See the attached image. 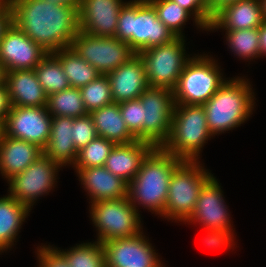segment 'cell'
Listing matches in <instances>:
<instances>
[{"mask_svg":"<svg viewBox=\"0 0 266 267\" xmlns=\"http://www.w3.org/2000/svg\"><path fill=\"white\" fill-rule=\"evenodd\" d=\"M11 106L47 107L48 96L40 85L34 69L6 72Z\"/></svg>","mask_w":266,"mask_h":267,"instance_id":"ffe728a7","label":"cell"},{"mask_svg":"<svg viewBox=\"0 0 266 267\" xmlns=\"http://www.w3.org/2000/svg\"><path fill=\"white\" fill-rule=\"evenodd\" d=\"M119 108L129 132L136 140L142 141L143 104L140 99L119 103Z\"/></svg>","mask_w":266,"mask_h":267,"instance_id":"e575fe53","label":"cell"},{"mask_svg":"<svg viewBox=\"0 0 266 267\" xmlns=\"http://www.w3.org/2000/svg\"><path fill=\"white\" fill-rule=\"evenodd\" d=\"M89 211L100 243L136 236L142 232L141 216L128 197L94 202Z\"/></svg>","mask_w":266,"mask_h":267,"instance_id":"ba28073f","label":"cell"},{"mask_svg":"<svg viewBox=\"0 0 266 267\" xmlns=\"http://www.w3.org/2000/svg\"><path fill=\"white\" fill-rule=\"evenodd\" d=\"M97 136L95 125L89 114L74 118L73 143L77 151L88 145Z\"/></svg>","mask_w":266,"mask_h":267,"instance_id":"d590c367","label":"cell"},{"mask_svg":"<svg viewBox=\"0 0 266 267\" xmlns=\"http://www.w3.org/2000/svg\"><path fill=\"white\" fill-rule=\"evenodd\" d=\"M89 194L91 203L102 200H115L128 196V183L113 175L104 166L75 169Z\"/></svg>","mask_w":266,"mask_h":267,"instance_id":"d6986e66","label":"cell"},{"mask_svg":"<svg viewBox=\"0 0 266 267\" xmlns=\"http://www.w3.org/2000/svg\"><path fill=\"white\" fill-rule=\"evenodd\" d=\"M213 57L196 55L187 62L173 89L175 104L203 105L225 83Z\"/></svg>","mask_w":266,"mask_h":267,"instance_id":"52a82bcc","label":"cell"},{"mask_svg":"<svg viewBox=\"0 0 266 267\" xmlns=\"http://www.w3.org/2000/svg\"><path fill=\"white\" fill-rule=\"evenodd\" d=\"M259 29V48L260 56H266V20L263 21Z\"/></svg>","mask_w":266,"mask_h":267,"instance_id":"7bdbcfd3","label":"cell"},{"mask_svg":"<svg viewBox=\"0 0 266 267\" xmlns=\"http://www.w3.org/2000/svg\"><path fill=\"white\" fill-rule=\"evenodd\" d=\"M185 39L176 37L171 42L139 52L144 61L149 87L173 90L179 76L191 58L185 55Z\"/></svg>","mask_w":266,"mask_h":267,"instance_id":"9c48e42d","label":"cell"},{"mask_svg":"<svg viewBox=\"0 0 266 267\" xmlns=\"http://www.w3.org/2000/svg\"><path fill=\"white\" fill-rule=\"evenodd\" d=\"M115 37L136 52L171 42L173 32L157 17L148 0H130L120 9Z\"/></svg>","mask_w":266,"mask_h":267,"instance_id":"3957f363","label":"cell"},{"mask_svg":"<svg viewBox=\"0 0 266 267\" xmlns=\"http://www.w3.org/2000/svg\"><path fill=\"white\" fill-rule=\"evenodd\" d=\"M59 251L66 257L70 267H106L105 251L102 243H82L69 250Z\"/></svg>","mask_w":266,"mask_h":267,"instance_id":"f546056e","label":"cell"},{"mask_svg":"<svg viewBox=\"0 0 266 267\" xmlns=\"http://www.w3.org/2000/svg\"><path fill=\"white\" fill-rule=\"evenodd\" d=\"M226 41L235 56L251 60L260 57L259 29H239L226 31Z\"/></svg>","mask_w":266,"mask_h":267,"instance_id":"4dcf8cb0","label":"cell"},{"mask_svg":"<svg viewBox=\"0 0 266 267\" xmlns=\"http://www.w3.org/2000/svg\"><path fill=\"white\" fill-rule=\"evenodd\" d=\"M53 54L60 60L70 87L81 88L102 75L70 46Z\"/></svg>","mask_w":266,"mask_h":267,"instance_id":"4316f807","label":"cell"},{"mask_svg":"<svg viewBox=\"0 0 266 267\" xmlns=\"http://www.w3.org/2000/svg\"><path fill=\"white\" fill-rule=\"evenodd\" d=\"M153 148L152 144L140 140L127 144H115L104 167L129 184L140 170L144 158Z\"/></svg>","mask_w":266,"mask_h":267,"instance_id":"44dd1931","label":"cell"},{"mask_svg":"<svg viewBox=\"0 0 266 267\" xmlns=\"http://www.w3.org/2000/svg\"><path fill=\"white\" fill-rule=\"evenodd\" d=\"M106 75L113 102L118 104L138 99L149 87L144 61L139 53Z\"/></svg>","mask_w":266,"mask_h":267,"instance_id":"ac0fdd59","label":"cell"},{"mask_svg":"<svg viewBox=\"0 0 266 267\" xmlns=\"http://www.w3.org/2000/svg\"><path fill=\"white\" fill-rule=\"evenodd\" d=\"M47 109L52 117H82L88 115L79 88L69 87L63 91L50 94Z\"/></svg>","mask_w":266,"mask_h":267,"instance_id":"83f0119b","label":"cell"},{"mask_svg":"<svg viewBox=\"0 0 266 267\" xmlns=\"http://www.w3.org/2000/svg\"><path fill=\"white\" fill-rule=\"evenodd\" d=\"M106 267H164L143 231L132 237L102 243Z\"/></svg>","mask_w":266,"mask_h":267,"instance_id":"5bb4252c","label":"cell"},{"mask_svg":"<svg viewBox=\"0 0 266 267\" xmlns=\"http://www.w3.org/2000/svg\"><path fill=\"white\" fill-rule=\"evenodd\" d=\"M233 229H226V230H215V229H207L208 235L204 239L205 244L211 248H223L226 246L228 248H232L231 246L234 245V233ZM233 242V243H232ZM233 244V245H232Z\"/></svg>","mask_w":266,"mask_h":267,"instance_id":"f35d334b","label":"cell"},{"mask_svg":"<svg viewBox=\"0 0 266 267\" xmlns=\"http://www.w3.org/2000/svg\"><path fill=\"white\" fill-rule=\"evenodd\" d=\"M221 186L212 176L202 187L193 214L186 222H199L207 229H231L227 205H225Z\"/></svg>","mask_w":266,"mask_h":267,"instance_id":"e0dca14e","label":"cell"},{"mask_svg":"<svg viewBox=\"0 0 266 267\" xmlns=\"http://www.w3.org/2000/svg\"><path fill=\"white\" fill-rule=\"evenodd\" d=\"M53 4L64 6H77L79 8L80 0H45Z\"/></svg>","mask_w":266,"mask_h":267,"instance_id":"ee69618b","label":"cell"},{"mask_svg":"<svg viewBox=\"0 0 266 267\" xmlns=\"http://www.w3.org/2000/svg\"><path fill=\"white\" fill-rule=\"evenodd\" d=\"M71 47L102 75L118 68L136 54L128 43L116 37L93 36L81 30L74 37Z\"/></svg>","mask_w":266,"mask_h":267,"instance_id":"8fae6325","label":"cell"},{"mask_svg":"<svg viewBox=\"0 0 266 267\" xmlns=\"http://www.w3.org/2000/svg\"><path fill=\"white\" fill-rule=\"evenodd\" d=\"M114 146L115 143L113 141L97 136L88 145L78 151L73 166L75 169L104 166Z\"/></svg>","mask_w":266,"mask_h":267,"instance_id":"1f68e13d","label":"cell"},{"mask_svg":"<svg viewBox=\"0 0 266 267\" xmlns=\"http://www.w3.org/2000/svg\"><path fill=\"white\" fill-rule=\"evenodd\" d=\"M182 162L162 147H154L147 154L140 170L128 184L127 197L136 210L138 204L163 216L170 178Z\"/></svg>","mask_w":266,"mask_h":267,"instance_id":"7a4b0ae2","label":"cell"},{"mask_svg":"<svg viewBox=\"0 0 266 267\" xmlns=\"http://www.w3.org/2000/svg\"><path fill=\"white\" fill-rule=\"evenodd\" d=\"M262 6V12L264 20H266V0H260Z\"/></svg>","mask_w":266,"mask_h":267,"instance_id":"bcb514c9","label":"cell"},{"mask_svg":"<svg viewBox=\"0 0 266 267\" xmlns=\"http://www.w3.org/2000/svg\"><path fill=\"white\" fill-rule=\"evenodd\" d=\"M3 133H4L3 122L0 121V139H1L2 135H3Z\"/></svg>","mask_w":266,"mask_h":267,"instance_id":"7dc6e473","label":"cell"},{"mask_svg":"<svg viewBox=\"0 0 266 267\" xmlns=\"http://www.w3.org/2000/svg\"><path fill=\"white\" fill-rule=\"evenodd\" d=\"M194 16L197 27L209 31L212 18L207 10L208 0H171Z\"/></svg>","mask_w":266,"mask_h":267,"instance_id":"8d00e7d4","label":"cell"},{"mask_svg":"<svg viewBox=\"0 0 266 267\" xmlns=\"http://www.w3.org/2000/svg\"><path fill=\"white\" fill-rule=\"evenodd\" d=\"M34 71L47 96L70 87L61 62L53 53H48Z\"/></svg>","mask_w":266,"mask_h":267,"instance_id":"f1b7e54d","label":"cell"},{"mask_svg":"<svg viewBox=\"0 0 266 267\" xmlns=\"http://www.w3.org/2000/svg\"><path fill=\"white\" fill-rule=\"evenodd\" d=\"M122 0H80L79 30L93 36L115 37Z\"/></svg>","mask_w":266,"mask_h":267,"instance_id":"2e32d148","label":"cell"},{"mask_svg":"<svg viewBox=\"0 0 266 267\" xmlns=\"http://www.w3.org/2000/svg\"><path fill=\"white\" fill-rule=\"evenodd\" d=\"M198 161H183L173 172L164 218L185 222L195 209L204 184L213 176Z\"/></svg>","mask_w":266,"mask_h":267,"instance_id":"8992f818","label":"cell"},{"mask_svg":"<svg viewBox=\"0 0 266 267\" xmlns=\"http://www.w3.org/2000/svg\"><path fill=\"white\" fill-rule=\"evenodd\" d=\"M37 255L39 267H70L66 257L58 248L48 246H39Z\"/></svg>","mask_w":266,"mask_h":267,"instance_id":"74e56055","label":"cell"},{"mask_svg":"<svg viewBox=\"0 0 266 267\" xmlns=\"http://www.w3.org/2000/svg\"><path fill=\"white\" fill-rule=\"evenodd\" d=\"M74 117H52L50 137L43 154L62 167L73 165L78 151L73 143Z\"/></svg>","mask_w":266,"mask_h":267,"instance_id":"cb8c5ba5","label":"cell"},{"mask_svg":"<svg viewBox=\"0 0 266 267\" xmlns=\"http://www.w3.org/2000/svg\"><path fill=\"white\" fill-rule=\"evenodd\" d=\"M12 23V9L9 0H0V41Z\"/></svg>","mask_w":266,"mask_h":267,"instance_id":"ab89813d","label":"cell"},{"mask_svg":"<svg viewBox=\"0 0 266 267\" xmlns=\"http://www.w3.org/2000/svg\"><path fill=\"white\" fill-rule=\"evenodd\" d=\"M89 115L99 137L111 140L115 144H127L136 140L126 126L118 103L113 102L95 109Z\"/></svg>","mask_w":266,"mask_h":267,"instance_id":"d4e9b609","label":"cell"},{"mask_svg":"<svg viewBox=\"0 0 266 267\" xmlns=\"http://www.w3.org/2000/svg\"><path fill=\"white\" fill-rule=\"evenodd\" d=\"M51 121L47 107L11 106L3 123L4 134L44 149L50 137Z\"/></svg>","mask_w":266,"mask_h":267,"instance_id":"4fadbf2b","label":"cell"},{"mask_svg":"<svg viewBox=\"0 0 266 267\" xmlns=\"http://www.w3.org/2000/svg\"><path fill=\"white\" fill-rule=\"evenodd\" d=\"M61 167L59 163L43 154L23 172L8 180V195L31 210L34 201L49 193L55 186L57 172Z\"/></svg>","mask_w":266,"mask_h":267,"instance_id":"7c38bea8","label":"cell"},{"mask_svg":"<svg viewBox=\"0 0 266 267\" xmlns=\"http://www.w3.org/2000/svg\"><path fill=\"white\" fill-rule=\"evenodd\" d=\"M42 155L43 149L36 144L11 138L3 133L0 139V172L8 181Z\"/></svg>","mask_w":266,"mask_h":267,"instance_id":"603a6c76","label":"cell"},{"mask_svg":"<svg viewBox=\"0 0 266 267\" xmlns=\"http://www.w3.org/2000/svg\"><path fill=\"white\" fill-rule=\"evenodd\" d=\"M139 99L143 104L142 141L162 147L171 130L175 107L173 90L148 87Z\"/></svg>","mask_w":266,"mask_h":267,"instance_id":"30bf717a","label":"cell"},{"mask_svg":"<svg viewBox=\"0 0 266 267\" xmlns=\"http://www.w3.org/2000/svg\"><path fill=\"white\" fill-rule=\"evenodd\" d=\"M79 89L88 113L113 103L107 75H100L97 79Z\"/></svg>","mask_w":266,"mask_h":267,"instance_id":"836d02e7","label":"cell"},{"mask_svg":"<svg viewBox=\"0 0 266 267\" xmlns=\"http://www.w3.org/2000/svg\"><path fill=\"white\" fill-rule=\"evenodd\" d=\"M211 137L202 105L175 104L170 134L162 148L183 161H198Z\"/></svg>","mask_w":266,"mask_h":267,"instance_id":"5b68a950","label":"cell"},{"mask_svg":"<svg viewBox=\"0 0 266 267\" xmlns=\"http://www.w3.org/2000/svg\"><path fill=\"white\" fill-rule=\"evenodd\" d=\"M237 1L239 0H208L207 10L210 17L213 18L221 9Z\"/></svg>","mask_w":266,"mask_h":267,"instance_id":"b9f144b4","label":"cell"},{"mask_svg":"<svg viewBox=\"0 0 266 267\" xmlns=\"http://www.w3.org/2000/svg\"><path fill=\"white\" fill-rule=\"evenodd\" d=\"M263 21L260 0H239L224 7L212 18L209 31L259 28Z\"/></svg>","mask_w":266,"mask_h":267,"instance_id":"7402d4cb","label":"cell"},{"mask_svg":"<svg viewBox=\"0 0 266 267\" xmlns=\"http://www.w3.org/2000/svg\"><path fill=\"white\" fill-rule=\"evenodd\" d=\"M30 209L9 195L0 198V252L14 245Z\"/></svg>","mask_w":266,"mask_h":267,"instance_id":"484cf974","label":"cell"},{"mask_svg":"<svg viewBox=\"0 0 266 267\" xmlns=\"http://www.w3.org/2000/svg\"><path fill=\"white\" fill-rule=\"evenodd\" d=\"M154 7L159 20L168 27L176 37H184L182 26L191 14L171 0H148Z\"/></svg>","mask_w":266,"mask_h":267,"instance_id":"d6a6232c","label":"cell"},{"mask_svg":"<svg viewBox=\"0 0 266 267\" xmlns=\"http://www.w3.org/2000/svg\"><path fill=\"white\" fill-rule=\"evenodd\" d=\"M6 80V70L3 64L0 62V85L5 84Z\"/></svg>","mask_w":266,"mask_h":267,"instance_id":"f6af8a7d","label":"cell"},{"mask_svg":"<svg viewBox=\"0 0 266 267\" xmlns=\"http://www.w3.org/2000/svg\"><path fill=\"white\" fill-rule=\"evenodd\" d=\"M48 54L13 22L0 41V62L6 72L35 67Z\"/></svg>","mask_w":266,"mask_h":267,"instance_id":"9a60e30c","label":"cell"},{"mask_svg":"<svg viewBox=\"0 0 266 267\" xmlns=\"http://www.w3.org/2000/svg\"><path fill=\"white\" fill-rule=\"evenodd\" d=\"M12 22L48 53L71 46L79 31L78 7L45 0H9Z\"/></svg>","mask_w":266,"mask_h":267,"instance_id":"6da1fadb","label":"cell"},{"mask_svg":"<svg viewBox=\"0 0 266 267\" xmlns=\"http://www.w3.org/2000/svg\"><path fill=\"white\" fill-rule=\"evenodd\" d=\"M11 108L9 93L6 83L0 85V121L4 123L6 116Z\"/></svg>","mask_w":266,"mask_h":267,"instance_id":"60d3db41","label":"cell"},{"mask_svg":"<svg viewBox=\"0 0 266 267\" xmlns=\"http://www.w3.org/2000/svg\"><path fill=\"white\" fill-rule=\"evenodd\" d=\"M244 78H232L203 104L207 126L212 135L224 133L240 126L252 115L254 92Z\"/></svg>","mask_w":266,"mask_h":267,"instance_id":"277c9868","label":"cell"}]
</instances>
